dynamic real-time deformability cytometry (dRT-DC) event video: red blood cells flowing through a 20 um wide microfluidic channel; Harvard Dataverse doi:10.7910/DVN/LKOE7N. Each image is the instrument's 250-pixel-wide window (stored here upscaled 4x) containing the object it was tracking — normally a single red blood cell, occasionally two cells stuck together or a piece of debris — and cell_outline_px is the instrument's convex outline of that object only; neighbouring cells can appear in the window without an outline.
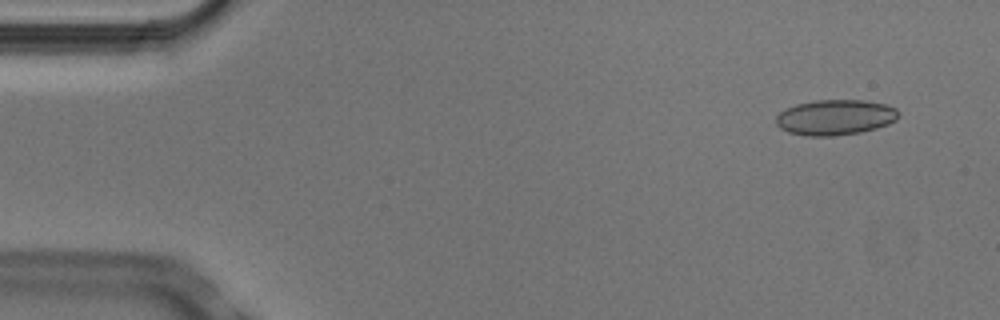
{"species": "Egyptian fruit bat (a non-hibernating species)", "species_latin": "Rousettus aegyptiacus", "temperature_condition": "cold", "stored_images_in_passage": 4, "camera_frame_rate_fps": 3000, "um_per_image_px": 0.085, "animal": {"sex": "male"}, "frame": {"image": 1, "passage_image": 1, "time_ms": 0.0, "image_size_px": [1000, 320], "cell_outline_px": [[896, 120], [888, 124], [876, 128], [860, 132], [832, 136], [804, 136], [788, 132], [780, 128], [776, 124], [776, 116], [780, 112], [796, 104], [816, 100], [864, 100], [888, 104], [896, 108]], "centroid_in_image_um": [70.97, 9.97], "position_along_channel_um": 14.0, "area_um2": 25.26}}
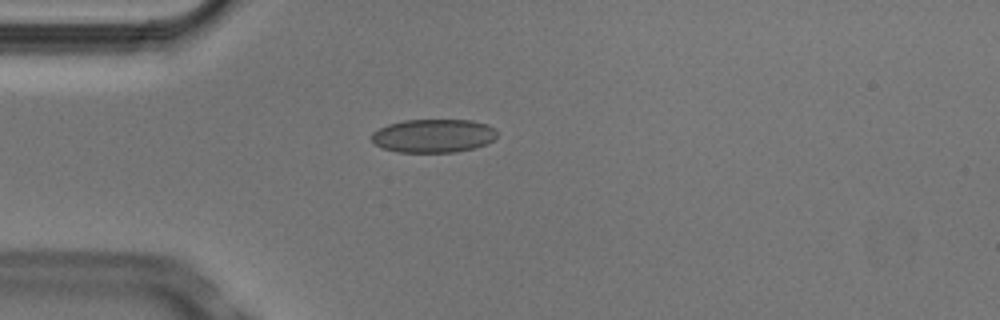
{"frame": {"image": 2, "passage_image": 4, "time_ms": 1.0, "image_size_px": [1000, 320], "cell_outline_px": [[496, 136], [488, 144], [476, 148], [456, 152], [396, 152], [384, 148], [376, 144], [372, 140], [372, 132], [388, 124], [404, 120], [472, 120], [488, 124], [496, 132]], "centroid_in_image_um": [36.86, 11.54], "position_along_channel_um": 48.1, "area_um2": 24.51}}